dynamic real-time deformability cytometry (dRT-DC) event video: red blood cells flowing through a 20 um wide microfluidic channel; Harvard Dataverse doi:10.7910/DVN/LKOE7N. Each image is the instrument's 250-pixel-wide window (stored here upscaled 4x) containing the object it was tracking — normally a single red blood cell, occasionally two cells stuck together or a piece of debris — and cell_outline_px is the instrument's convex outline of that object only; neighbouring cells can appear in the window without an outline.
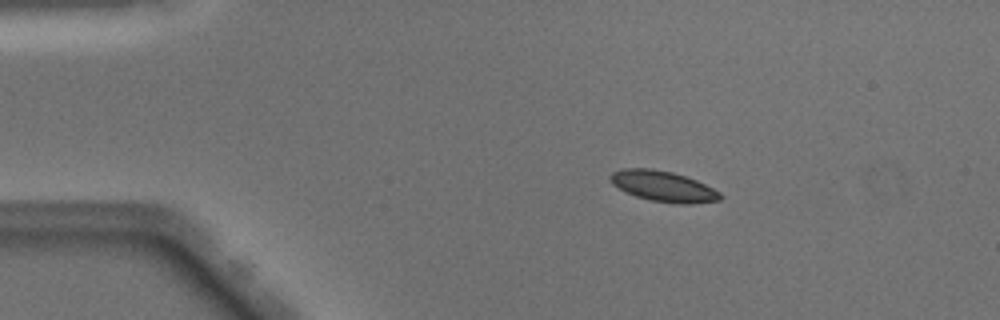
{"species": "Egyptian fruit bat (a non-hibernating species)", "species_latin": "Rousettus aegyptiacus", "temperature_condition": "warm", "stored_images_in_passage": 50, "camera_frame_rate_fps": 3000, "um_per_image_px": 0.085, "animal": {"sex": "male"}, "frame": {"image": 1, "passage_image": 9, "time_ms": 2.667, "image_size_px": [1000, 320], "cell_outline_px": [[724, 196], [720, 200], [692, 204], [680, 204], [652, 200], [636, 196], [612, 184], [608, 176], [612, 172], [624, 168], [652, 168], [672, 172], [696, 180], [720, 192]], "centroid_in_image_um": [56.39, 15.83], "position_along_channel_um": 28.6, "area_um2": 19.48}}
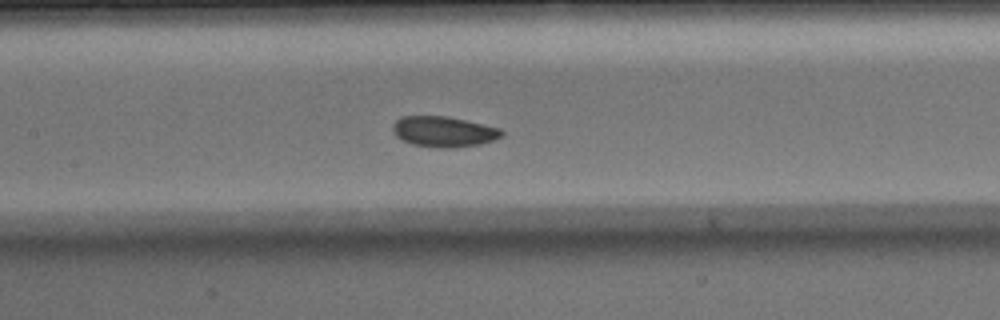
{"frame": {"image": 2, "passage_image": 24, "time_ms": 7.667, "image_size_px": [1000, 320], "cell_outline_px": [[504, 136], [480, 144], [452, 148], [436, 148], [412, 144], [396, 136], [392, 132], [392, 124], [400, 116], [448, 116], [500, 128], [504, 132]], "centroid_in_image_um": [37.7, 11.19], "position_along_channel_um": 169.7, "area_um2": 19.54}}
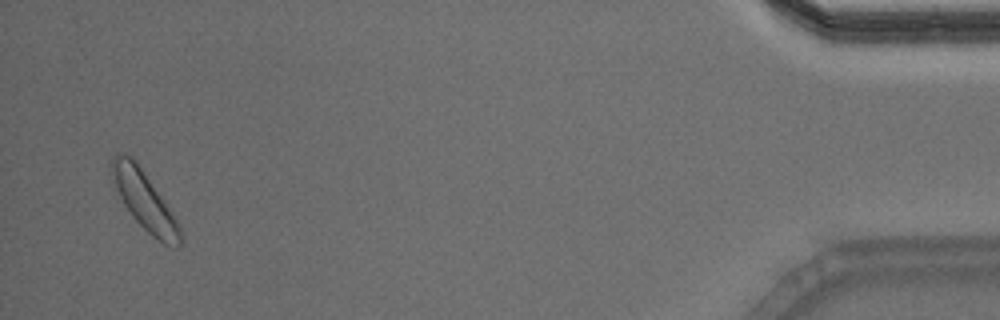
{"frame": {"image": 3, "passage_image": 49, "time_ms": 16.0, "image_size_px": [1000, 320], "cell_outline_px": [[184, 240], [176, 248], [164, 244], [152, 236], [132, 216], [112, 188], [108, 172], [108, 164], [112, 156], [116, 152], [124, 152], [132, 156], [136, 160], [172, 212], [180, 224]], "centroid_in_image_um": [12.2, 16.98], "position_along_channel_um": 423.0, "area_um2": 24.28}, "authors_computed_cell_mechanics": {"area_um2": 19.3919, "velocity_mm_per_s": 4.0061, "shape_relaxation_time_tau1_ms": 1.7249, "shape_relaxation_time_tau2_ms": null, "deformation_change_tau1": 0.0562, "deformation_change_tau2": null}}